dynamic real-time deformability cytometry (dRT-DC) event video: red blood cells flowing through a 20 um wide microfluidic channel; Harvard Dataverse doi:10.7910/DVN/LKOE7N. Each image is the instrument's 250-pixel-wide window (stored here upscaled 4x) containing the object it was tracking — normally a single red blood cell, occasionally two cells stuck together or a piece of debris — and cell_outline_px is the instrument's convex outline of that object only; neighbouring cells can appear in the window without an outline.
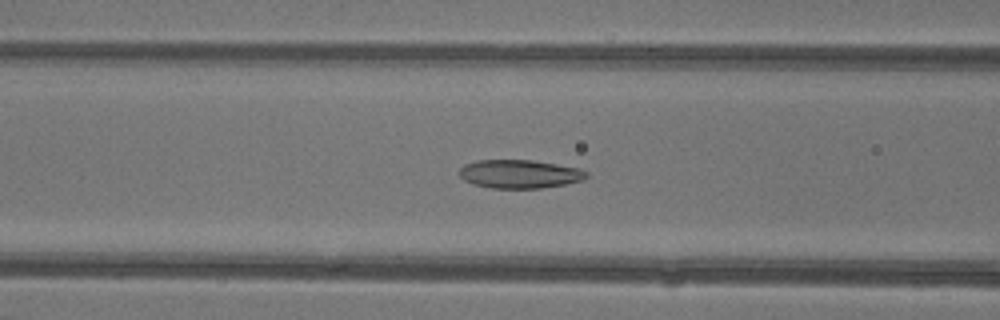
{"species": "common noctule bat (a hibernating species)", "species_latin": "Nyctalus noctula", "temperature_condition": "warm", "stored_images_in_passage": 48, "camera_frame_rate_fps": 3000, "um_per_image_px": 0.085, "animal": {"sex": "female"}, "frame": {"image": 1, "passage_image": 20, "time_ms": 6.333, "image_size_px": [1000, 320], "cell_outline_px": [[588, 176], [584, 180], [564, 184], [540, 188], [492, 188], [472, 184], [464, 180], [460, 176], [460, 168], [464, 164], [476, 160], [532, 160], [556, 164], [576, 168], [588, 172]], "centroid_in_image_um": [44.14, 14.79], "position_along_channel_um": 122.5, "area_um2": 21.04}}
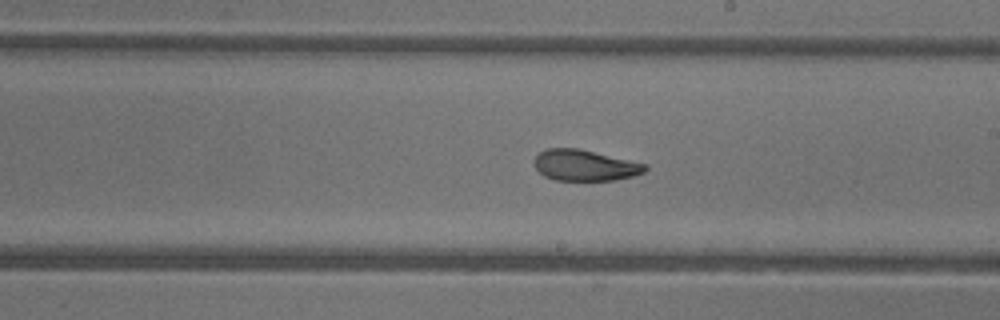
{"frame": {"image": 2, "passage_image": 28, "time_ms": 9.0, "image_size_px": [1000, 320], "cell_outline_px": [[648, 168], [644, 172], [632, 176], [616, 180], [556, 180], [544, 176], [536, 168], [536, 156], [540, 152], [548, 148], [576, 148], [648, 164]], "centroid_in_image_um": [49.74, 14.06], "position_along_channel_um": 239.3, "area_um2": 19.77}}
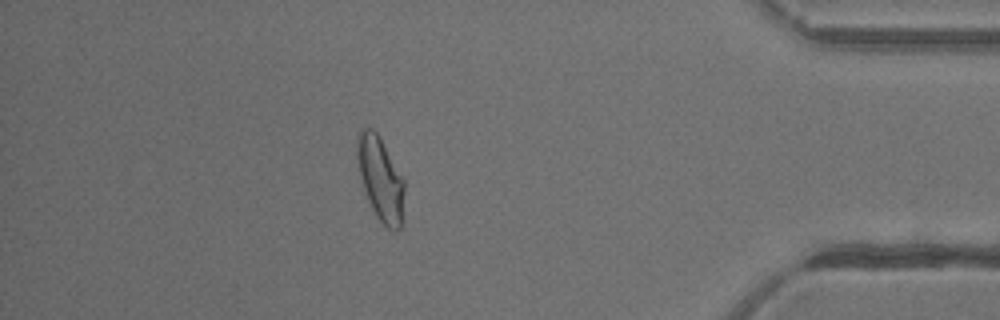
{"frame": {"image": 3, "passage_image": 42, "time_ms": 13.667, "image_size_px": [1000, 320], "cell_outline_px": [[404, 192], [400, 228], [396, 232], [392, 232], [376, 216], [368, 200], [360, 176], [356, 156], [356, 136], [360, 128], [372, 128], [380, 136], [404, 180]], "centroid_in_image_um": [32.32, 15.15], "position_along_channel_um": 402.9, "area_um2": 23.06}, "authors_computed_cell_mechanics": {"area_um2": 22.542, "velocity_mm_per_s": 4.3885, "shape_relaxation_time_tau1_ms": 5.4103, "shape_relaxation_time_tau2_ms": 1.7161, "deformation_change_tau1": 0.167, "deformation_change_tau2": 0.0902}}